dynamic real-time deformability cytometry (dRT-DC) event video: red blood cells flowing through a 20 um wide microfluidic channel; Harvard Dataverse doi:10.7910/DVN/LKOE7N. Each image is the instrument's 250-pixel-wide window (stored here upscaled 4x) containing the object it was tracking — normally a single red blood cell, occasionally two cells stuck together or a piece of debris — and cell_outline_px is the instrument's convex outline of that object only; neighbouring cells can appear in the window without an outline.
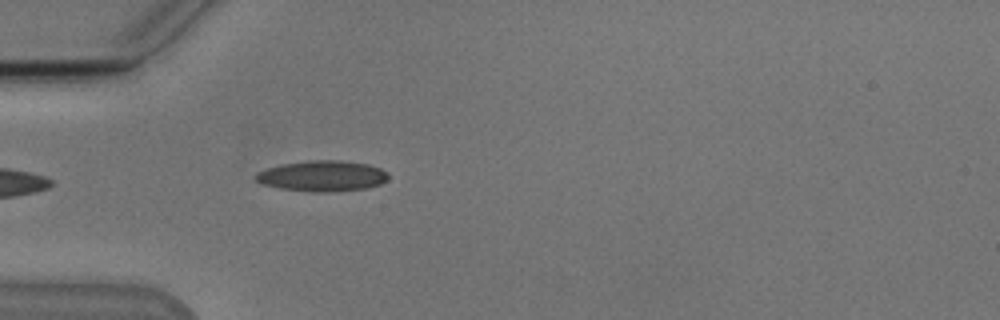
{"species": "Egyptian fruit bat (a non-hibernating species)", "species_latin": "Rousettus aegyptiacus", "temperature_condition": "cold", "stored_images_in_passage": 33, "camera_frame_rate_fps": 3000, "um_per_image_px": 0.085, "animal": {"sex": "male"}, "frame": {"image": 1, "passage_image": 1, "time_ms": 0.0, "image_size_px": [1000, 320], "cell_outline_px": [[388, 180], [380, 184], [368, 188], [328, 192], [312, 192], [280, 188], [260, 184], [256, 180], [256, 176], [260, 172], [268, 168], [284, 164], [308, 160], [340, 160], [368, 164], [380, 168], [388, 176]], "centroid_in_image_um": [27.42, 14.96], "position_along_channel_um": 57.6, "area_um2": 23.58}}
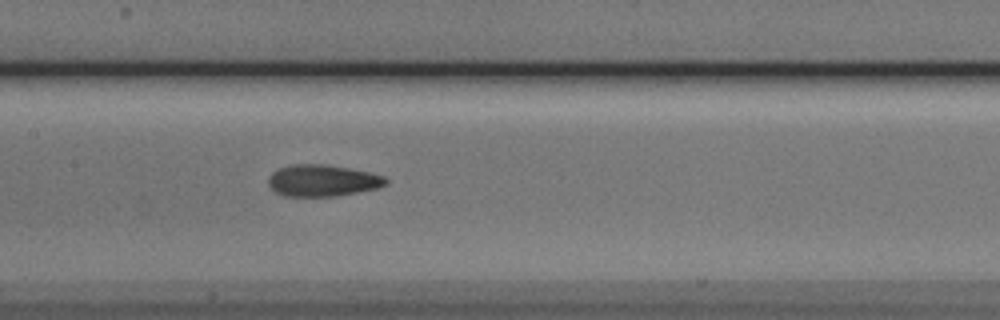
{"frame": {"image": 2, "passage_image": 11, "time_ms": 3.333, "image_size_px": [1000, 320], "cell_outline_px": [[388, 184], [376, 188], [336, 196], [284, 196], [276, 192], [268, 184], [268, 176], [272, 172], [280, 168], [292, 164], [324, 164], [348, 168], [368, 172], [384, 176], [388, 180]], "centroid_in_image_um": [27.39, 15.34], "position_along_channel_um": 180.0, "area_um2": 21.56}}
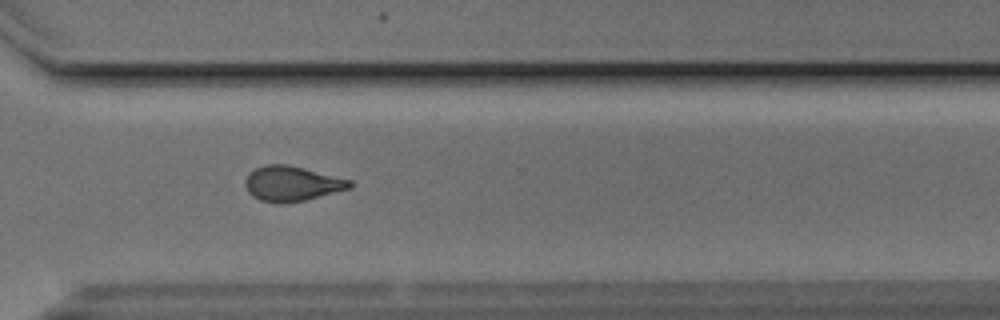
{"frame": {"image": 3, "passage_image": 24, "time_ms": 7.667, "image_size_px": [1000, 320], "cell_outline_px": [[352, 188], [304, 200], [284, 204], [276, 204], [260, 200], [252, 196], [248, 192], [244, 184], [244, 180], [248, 172], [264, 164], [288, 164], [352, 180]], "centroid_in_image_um": [24.77, 15.61], "position_along_channel_um": 345.8, "area_um2": 21.62}, "authors_computed_cell_mechanics": {"area_um2": 21.5594, "velocity_mm_per_s": 3.8347, "shape_relaxation_time_tau1_ms": 5.1255, "shape_relaxation_time_tau2_ms": 1.4141, "deformation_change_tau1": 0.1642, "deformation_change_tau2": 0.0775}}